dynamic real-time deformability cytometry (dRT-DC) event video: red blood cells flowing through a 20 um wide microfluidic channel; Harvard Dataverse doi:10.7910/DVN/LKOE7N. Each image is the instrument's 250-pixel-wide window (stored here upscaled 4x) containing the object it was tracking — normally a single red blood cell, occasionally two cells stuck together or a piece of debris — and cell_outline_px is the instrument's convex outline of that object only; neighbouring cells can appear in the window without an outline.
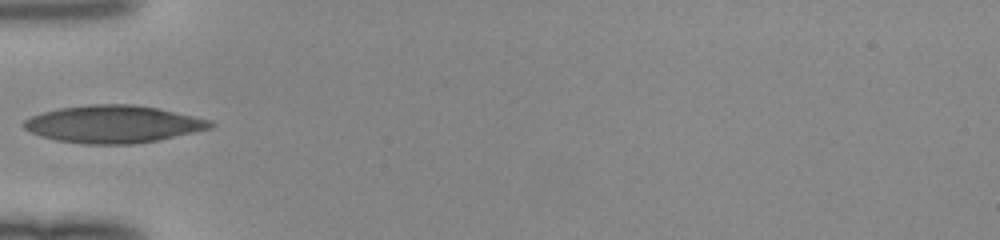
{"species": "human", "species_latin": "Homo sapiens", "temperature_condition": "room temperature", "stored_images_in_passage": 15, "camera_frame_rate_fps": 3000, "um_per_image_px": 0.085, "donor": {"sex": "female"}, "frame": {"image": 1, "passage_image": 1, "time_ms": 0.0, "image_size_px": [1000, 240], "cell_outline_px": [[216, 124], [212, 128], [156, 140], [132, 144], [84, 144], [56, 140], [40, 136], [24, 128], [20, 124], [24, 120], [32, 116], [44, 112], [60, 108], [88, 104], [132, 104], [156, 108], [212, 120]], "centroid_in_image_um": [9.61, 10.55], "position_along_channel_um": 75.4, "area_um2": 40.52}}
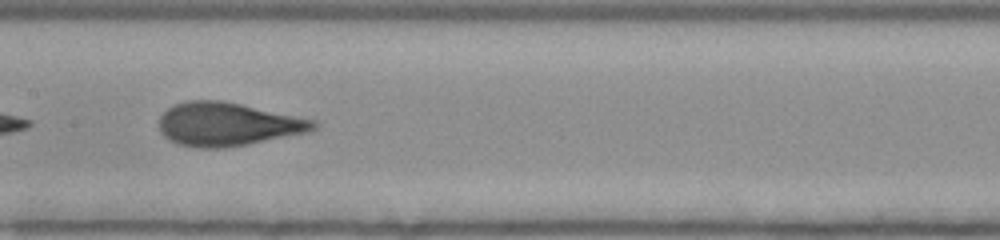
{"frame": {"image": 2, "passage_image": 9, "time_ms": 2.667, "image_size_px": [1000, 240], "cell_outline_px": [[320, 124], [316, 128], [308, 132], [224, 148], [200, 148], [180, 144], [168, 140], [160, 132], [160, 116], [168, 108], [176, 104], [188, 100], [220, 100], [240, 104], [316, 120]], "centroid_in_image_um": [19.34, 10.56], "position_along_channel_um": 188.1, "area_um2": 38.73}}